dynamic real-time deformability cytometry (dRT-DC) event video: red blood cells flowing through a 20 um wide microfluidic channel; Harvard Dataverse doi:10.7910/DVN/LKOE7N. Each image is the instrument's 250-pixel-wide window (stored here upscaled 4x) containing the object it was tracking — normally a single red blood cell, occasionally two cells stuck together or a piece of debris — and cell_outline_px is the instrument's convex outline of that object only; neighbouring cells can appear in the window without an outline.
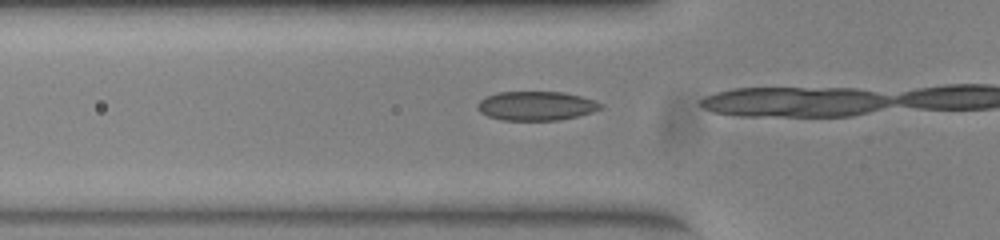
{"species": "common noctule bat (a hibernating species)", "species_latin": "Nyctalus noctula", "temperature_condition": "warm", "stored_images_in_passage": 14, "camera_frame_rate_fps": 3000, "um_per_image_px": 0.085, "animal": {"sex": "female", "body_mass_g": 23.0, "forearm_length_mm": 53.4}, "frame": {"image": 1, "passage_image": 13, "time_ms": 4.0, "image_size_px": [1000, 240], "cell_outline_px": [[604, 108], [592, 112], [560, 120], [500, 120], [488, 116], [480, 112], [476, 108], [476, 104], [484, 96], [496, 92], [564, 92], [596, 100], [604, 104]], "centroid_in_image_um": [45.57, 8.99], "position_along_channel_um": 80.2, "area_um2": 21.15}}